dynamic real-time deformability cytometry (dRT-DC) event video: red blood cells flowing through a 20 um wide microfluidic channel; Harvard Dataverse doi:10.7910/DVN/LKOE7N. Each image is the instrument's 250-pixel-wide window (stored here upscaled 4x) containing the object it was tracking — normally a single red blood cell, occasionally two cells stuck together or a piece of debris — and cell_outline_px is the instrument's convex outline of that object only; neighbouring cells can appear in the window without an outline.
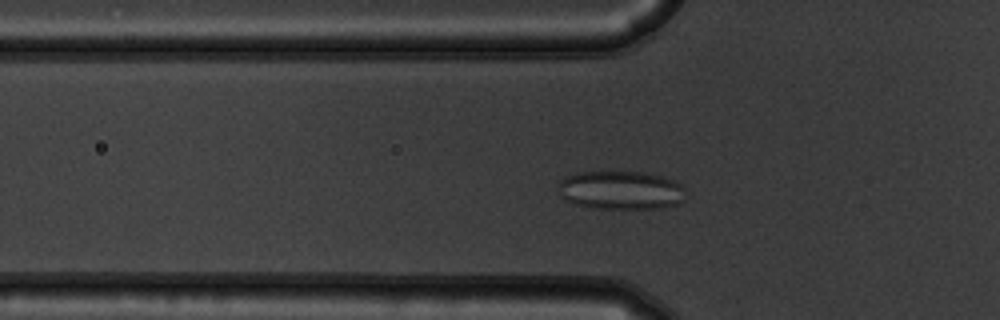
{"species": "common noctule bat (a hibernating species)", "species_latin": "Nyctalus noctula", "temperature_condition": "warm", "stored_images_in_passage": 46, "camera_frame_rate_fps": 3000, "um_per_image_px": 0.085, "animal": {"sex": "male", "body_mass_g": 19.5, "forearm_length_mm": 54.6}, "frame": {"image": 1, "passage_image": 10, "time_ms": 3.0, "image_size_px": [1000, 320], "cell_outline_px": [[684, 200], [680, 204], [664, 208], [596, 208], [576, 204], [564, 200], [560, 196], [560, 180], [564, 176], [576, 172], [644, 172], [660, 176], [672, 180], [680, 184], [684, 188]], "centroid_in_image_um": [52.77, 16.17], "position_along_channel_um": 73.0, "area_um2": 28.67}}
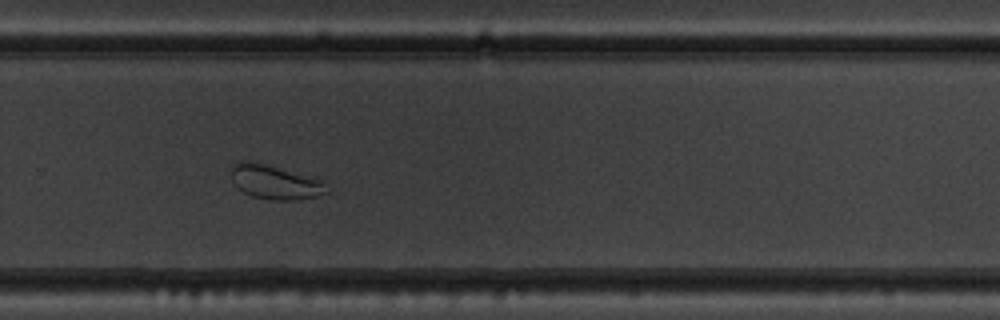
{"frame": {"image": 2, "passage_image": 29, "time_ms": 9.333, "image_size_px": [1000, 320], "cell_outline_px": [[332, 188], [328, 192], [316, 196], [296, 200], [268, 200], [252, 196], [236, 188], [232, 180], [232, 164], [236, 160], [252, 160], [316, 176], [324, 180]], "centroid_in_image_um": [23.43, 15.45], "position_along_channel_um": 306.4, "area_um2": 20.0}}
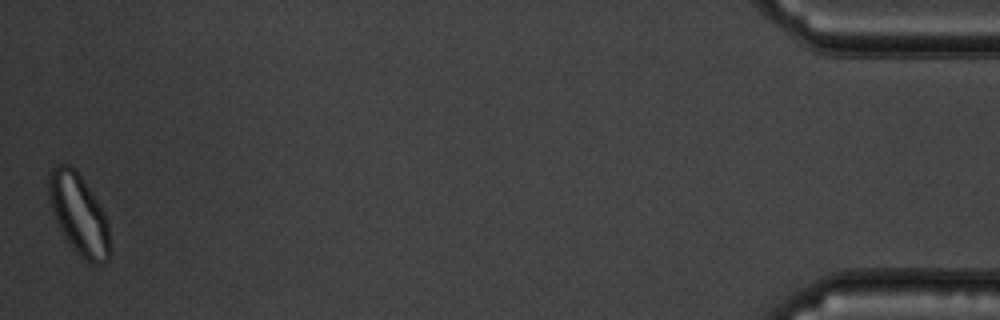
{"frame": {"image": 3, "passage_image": 46, "time_ms": 15.0, "image_size_px": [1000, 320], "cell_outline_px": [[108, 264], [92, 264], [80, 256], [76, 252], [60, 228], [52, 208], [48, 192], [48, 172], [56, 164], [68, 164], [76, 168], [104, 212], [108, 224]], "centroid_in_image_um": [6.69, 18.17], "position_along_channel_um": 428.5, "area_um2": 28.26}}